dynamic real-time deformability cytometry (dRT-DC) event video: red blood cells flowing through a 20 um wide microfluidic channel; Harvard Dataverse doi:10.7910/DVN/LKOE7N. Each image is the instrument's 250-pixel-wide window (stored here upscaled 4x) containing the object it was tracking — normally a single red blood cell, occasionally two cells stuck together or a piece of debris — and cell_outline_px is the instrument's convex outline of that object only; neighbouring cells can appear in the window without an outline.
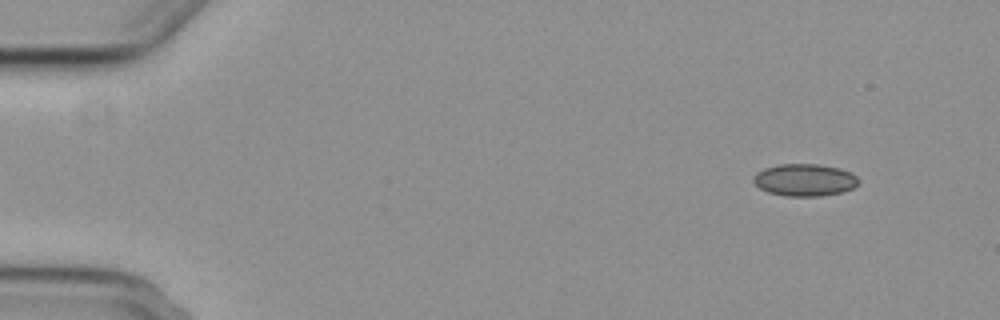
{"species": "common noctule bat (a hibernating species)", "species_latin": "Nyctalus noctula", "temperature_condition": "cold", "stored_images_in_passage": 4, "camera_frame_rate_fps": 3000, "um_per_image_px": 0.085, "animal": {"sex": "female", "body_mass_g": 29.2, "forearm_length_mm": 56.3}, "frame": {"image": 1, "passage_image": 1, "time_ms": 0.0, "image_size_px": [1000, 320], "cell_outline_px": [[860, 180], [852, 188], [844, 192], [820, 196], [784, 196], [768, 192], [760, 188], [752, 180], [756, 172], [764, 168], [776, 164], [816, 164], [836, 168], [848, 172], [856, 176]], "centroid_in_image_um": [68.36, 15.3], "position_along_channel_um": 16.6, "area_um2": 19.65}}